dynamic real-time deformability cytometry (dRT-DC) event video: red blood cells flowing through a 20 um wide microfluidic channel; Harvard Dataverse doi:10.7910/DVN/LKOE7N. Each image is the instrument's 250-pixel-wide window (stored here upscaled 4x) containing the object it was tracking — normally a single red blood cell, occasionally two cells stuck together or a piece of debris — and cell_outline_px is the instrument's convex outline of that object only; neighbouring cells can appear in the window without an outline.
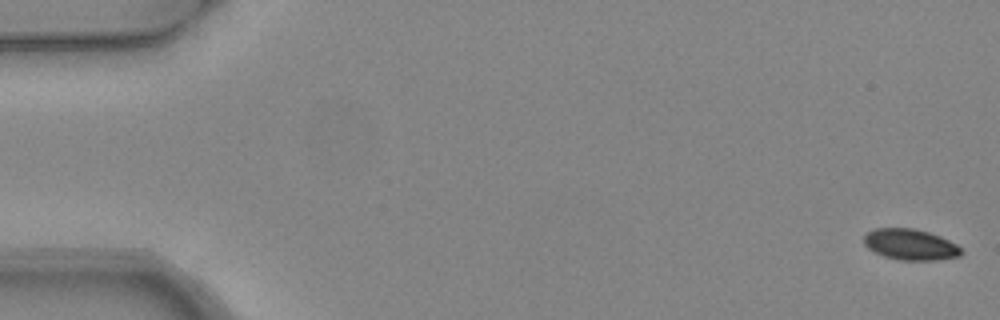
{"species": "common noctule bat (a hibernating species)", "species_latin": "Nyctalus noctula", "temperature_condition": "warm", "stored_images_in_passage": 5, "camera_frame_rate_fps": 3000, "um_per_image_px": 0.085, "animal": {"sex": "female", "body_mass_g": 24.6, "forearm_length_mm": 56.2}, "frame": {"image": 1, "passage_image": 1, "time_ms": 0.0, "image_size_px": [1000, 320], "cell_outline_px": [[964, 252], [960, 256], [936, 260], [900, 260], [884, 256], [868, 248], [864, 244], [864, 236], [868, 232], [876, 228], [912, 228], [928, 232], [940, 236], [956, 244]], "centroid_in_image_um": [77.39, 20.79], "position_along_channel_um": 7.6, "area_um2": 17.46}}
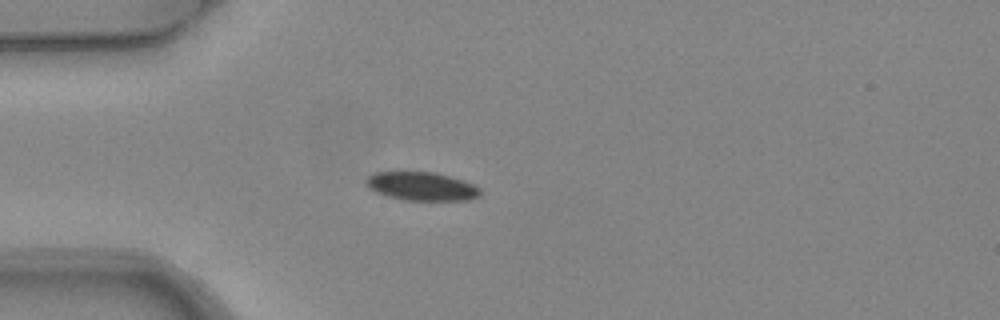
{"frame": {"image": 2, "passage_image": 5, "time_ms": 1.333, "image_size_px": [1000, 320], "cell_outline_px": [[480, 196], [464, 200], [408, 200], [388, 196], [376, 192], [368, 188], [364, 184], [364, 180], [368, 176], [376, 172], [432, 172], [464, 180], [480, 188]], "centroid_in_image_um": [35.8, 15.83], "position_along_channel_um": 49.2, "area_um2": 18.84}}